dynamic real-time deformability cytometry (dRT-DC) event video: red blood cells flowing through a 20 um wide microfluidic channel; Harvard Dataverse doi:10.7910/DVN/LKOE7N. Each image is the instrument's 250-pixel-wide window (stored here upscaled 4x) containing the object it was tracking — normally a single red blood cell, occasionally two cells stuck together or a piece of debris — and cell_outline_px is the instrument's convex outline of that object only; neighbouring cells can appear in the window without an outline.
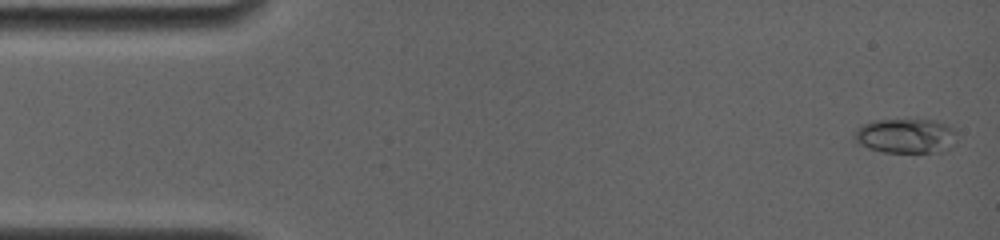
{"species": "common noctule bat (a hibernating species)", "species_latin": "Nyctalus noctula", "temperature_condition": "room temperature", "stored_images_in_passage": 9, "camera_frame_rate_fps": 4000, "um_per_image_px": 0.085, "animal": {"sex": "female", "body_mass_g": 19.0, "forearm_length_mm": 56.7}, "frame": {"image": 1, "passage_image": 1, "time_ms": 0.0, "image_size_px": [1000, 240], "cell_outline_px": [[944, 128], [928, 152], [884, 152], [872, 148], [864, 144], [856, 136], [856, 132], [860, 128], [868, 124], [888, 120], [904, 120], [936, 124]], "centroid_in_image_um": [76.48, 11.55], "position_along_channel_um": 8.5, "area_um2": 16.01}}
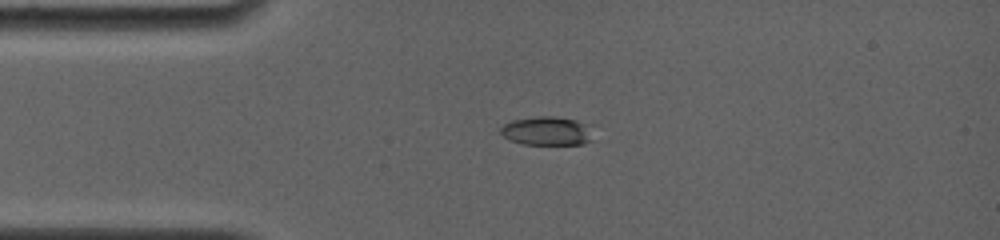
{"frame": {"image": 2, "passage_image": 6, "time_ms": 1.25, "image_size_px": [1000, 240], "cell_outline_px": [[588, 140], [584, 144], [524, 144], [508, 140], [500, 132], [500, 128], [504, 124], [512, 120], [536, 116], [552, 116], [576, 120], [584, 124]], "centroid_in_image_um": [46.33, 11.13], "position_along_channel_um": 38.7, "area_um2": 14.91}}
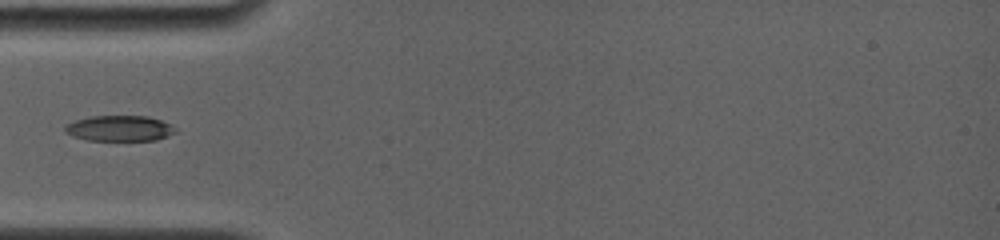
{"frame": {"image": 3, "passage_image": 8, "time_ms": 1.75, "image_size_px": [1000, 240], "cell_outline_px": [[176, 132], [156, 140], [88, 140], [72, 136], [64, 132], [64, 128], [68, 124], [76, 120], [88, 116], [148, 116], [160, 120], [176, 128]], "centroid_in_image_um": [10.13, 10.91], "position_along_channel_um": 74.9, "area_um2": 16.36}}